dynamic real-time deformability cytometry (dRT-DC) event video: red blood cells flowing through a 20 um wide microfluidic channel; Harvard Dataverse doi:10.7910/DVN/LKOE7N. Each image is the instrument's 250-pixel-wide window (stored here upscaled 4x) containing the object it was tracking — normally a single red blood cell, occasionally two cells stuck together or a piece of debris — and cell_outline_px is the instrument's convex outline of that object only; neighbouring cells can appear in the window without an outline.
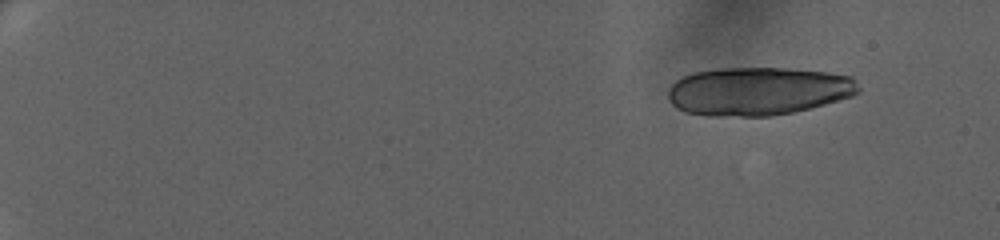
{"species": "human", "species_latin": "Homo sapiens", "temperature_condition": "warm", "stored_images_in_passage": 24, "camera_frame_rate_fps": 3000, "um_per_image_px": 0.085, "donor": {"sex": "female"}, "frame": {"image": 1, "passage_image": 1, "time_ms": 0.0, "image_size_px": [1000, 240], "cell_outline_px": [[860, 92], [852, 96], [812, 108], [772, 116], [708, 116], [684, 112], [676, 108], [668, 100], [668, 88], [680, 76], [692, 72], [720, 68], [784, 68], [828, 72], [852, 76], [860, 88]], "centroid_in_image_um": [64.41, 7.75], "position_along_channel_um": 20.6, "area_um2": 54.1}}
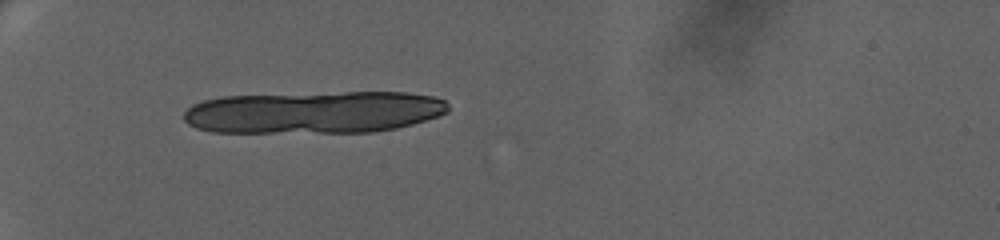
{"frame": {"image": 2, "passage_image": 18, "time_ms": 5.667, "image_size_px": [1000, 240], "cell_outline_px": [[448, 112], [440, 116], [412, 124], [396, 128], [372, 132], [212, 132], [196, 128], [188, 124], [184, 120], [184, 112], [192, 104], [204, 100], [224, 96], [344, 92], [408, 92], [436, 96], [444, 100], [448, 104]], "centroid_in_image_um": [26.72, 9.53], "position_along_channel_um": 58.3, "area_um2": 65.49}}